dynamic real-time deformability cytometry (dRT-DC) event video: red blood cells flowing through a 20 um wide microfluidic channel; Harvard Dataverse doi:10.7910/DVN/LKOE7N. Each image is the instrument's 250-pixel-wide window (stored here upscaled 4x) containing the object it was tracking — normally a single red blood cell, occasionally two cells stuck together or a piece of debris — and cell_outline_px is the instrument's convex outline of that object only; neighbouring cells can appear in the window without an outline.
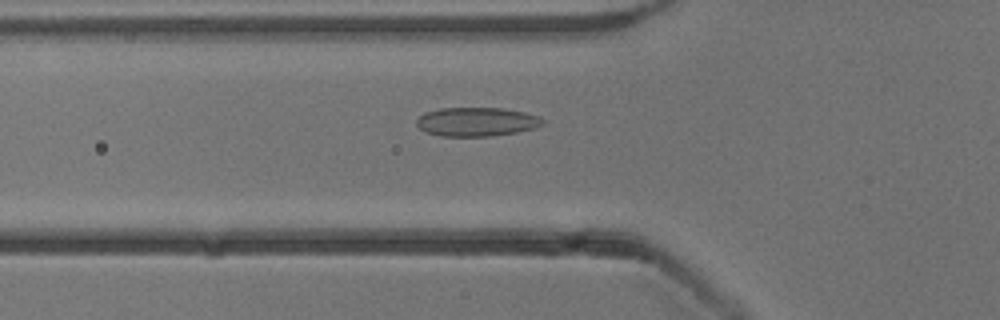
{"species": "common noctule bat (a hibernating species)", "species_latin": "Nyctalus noctula", "temperature_condition": "cold", "stored_images_in_passage": 41, "camera_frame_rate_fps": 3000, "um_per_image_px": 0.085, "animal": {"sex": "male", "body_mass_g": 13.3}, "frame": {"image": 1, "passage_image": 6, "time_ms": 1.667, "image_size_px": [1000, 320], "cell_outline_px": [[544, 124], [536, 128], [516, 132], [492, 136], [440, 136], [424, 132], [416, 124], [416, 120], [424, 112], [440, 108], [504, 108], [524, 112], [540, 116], [544, 120]], "centroid_in_image_um": [40.52, 10.35], "position_along_channel_um": 85.3, "area_um2": 21.44}}
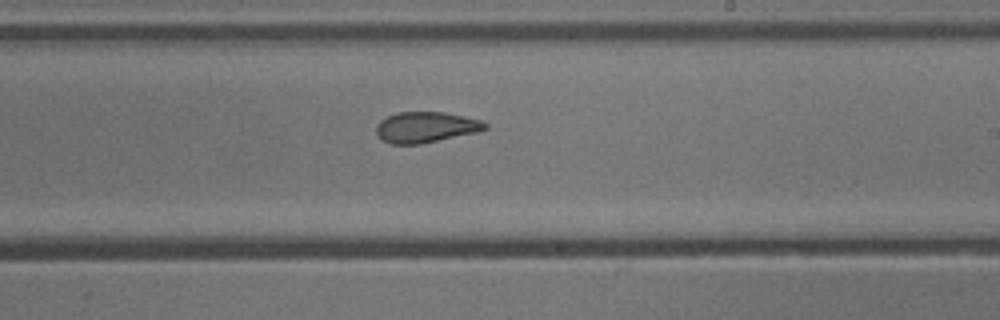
{"frame": {"image": 2, "passage_image": 19, "time_ms": 6.0, "image_size_px": [1000, 320], "cell_outline_px": [[488, 128], [476, 132], [420, 144], [388, 144], [376, 136], [376, 124], [380, 120], [396, 112], [444, 112], [464, 116], [480, 120], [488, 124]], "centroid_in_image_um": [36.14, 10.81], "position_along_channel_um": 252.9, "area_um2": 19.59}}
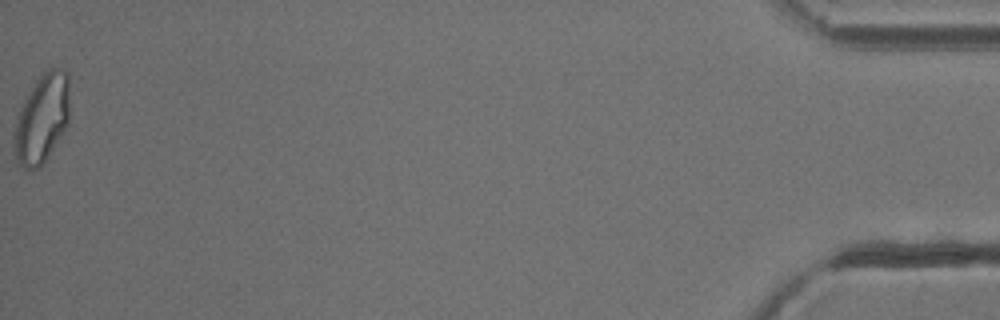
{"frame": {"image": 3, "passage_image": 41, "time_ms": 13.333, "image_size_px": [1000, 320], "cell_outline_px": [[68, 124], [44, 164], [40, 168], [32, 172], [24, 168], [16, 160], [16, 124], [20, 108], [36, 80], [48, 68], [64, 68], [68, 72]], "centroid_in_image_um": [3.6, 10.09], "position_along_channel_um": 431.6, "area_um2": 28.38}, "authors_computed_cell_mechanics": {"area_um2": 20.9814, "velocity_mm_per_s": 3.8367, "shape_relaxation_time_tau1_ms": null, "shape_relaxation_time_tau2_ms": 1.972, "deformation_change_tau1": null, "deformation_change_tau2": 0.0896}}